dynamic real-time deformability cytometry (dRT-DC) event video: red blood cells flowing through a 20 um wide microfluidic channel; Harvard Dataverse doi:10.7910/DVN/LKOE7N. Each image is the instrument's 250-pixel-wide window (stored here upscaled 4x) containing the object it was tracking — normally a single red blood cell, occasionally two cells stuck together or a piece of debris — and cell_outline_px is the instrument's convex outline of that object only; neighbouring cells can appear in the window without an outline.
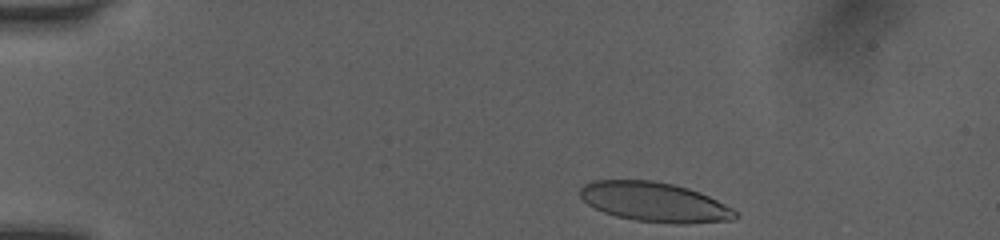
{"species": "human", "species_latin": "Homo sapiens", "temperature_condition": "room temperature", "stored_images_in_passage": 28, "camera_frame_rate_fps": 3000, "um_per_image_px": 0.085, "donor": {"sex": "female"}, "frame": {"image": 1, "passage_image": 1, "time_ms": 0.0, "image_size_px": [1000, 240], "cell_outline_px": [[740, 216], [732, 220], [684, 224], [680, 224], [636, 220], [616, 216], [604, 212], [588, 204], [580, 196], [580, 188], [584, 184], [592, 180], [652, 180], [672, 184], [688, 188], [700, 192], [740, 212]], "centroid_in_image_um": [55.66, 17.17], "position_along_channel_um": 29.3, "area_um2": 35.72}}
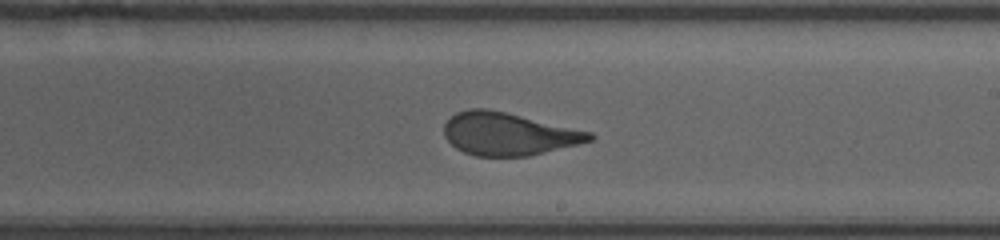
{"frame": {"image": 2, "passage_image": 16, "time_ms": 5.0, "image_size_px": [1000, 240], "cell_outline_px": [[596, 136], [592, 140], [528, 156], [476, 156], [464, 152], [456, 148], [444, 136], [444, 124], [456, 112], [468, 108], [488, 108], [592, 132]], "centroid_in_image_um": [43.18, 11.37], "position_along_channel_um": 245.8, "area_um2": 35.95}}
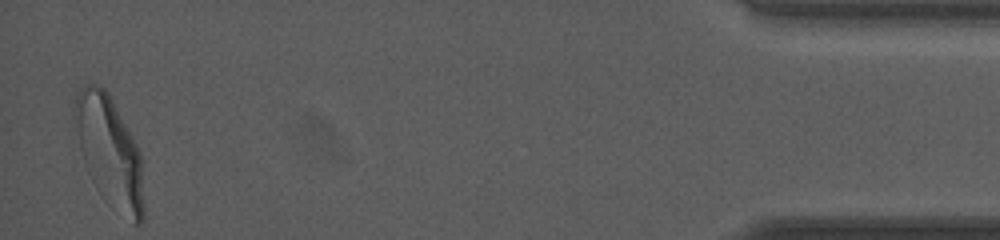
{"frame": {"image": 3, "passage_image": 28, "time_ms": 9.0, "image_size_px": [1000, 240], "cell_outline_px": [[144, 220], [140, 224], [132, 224], [80, 148], [72, 112], [76, 92], [88, 84], [100, 84], [108, 92], [136, 144], [140, 152], [144, 208]], "centroid_in_image_um": [9.35, 12.62], "position_along_channel_um": 425.8, "area_um2": 40.46}, "authors_computed_cell_mechanics": {"area_um2": 37.1943, "velocity_mm_per_s": 4.1106, "shape_relaxation_time_tau1_ms": 3.014, "shape_relaxation_time_tau2_ms": 0.4897, "deformation_change_tau1": 0.1681, "deformation_change_tau2": 0.0633}}